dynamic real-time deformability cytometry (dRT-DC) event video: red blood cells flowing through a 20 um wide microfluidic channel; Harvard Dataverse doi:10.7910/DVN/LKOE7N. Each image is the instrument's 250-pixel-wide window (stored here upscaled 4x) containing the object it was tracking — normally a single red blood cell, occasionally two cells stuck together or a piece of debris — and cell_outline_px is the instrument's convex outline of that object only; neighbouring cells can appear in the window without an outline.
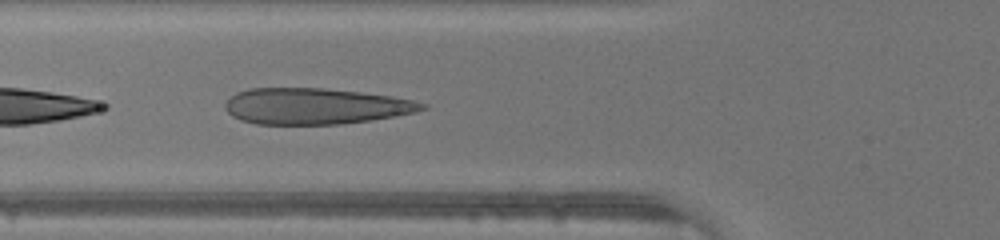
{"species": "human", "species_latin": "Homo sapiens", "temperature_condition": "warm", "stored_images_in_passage": 9, "camera_frame_rate_fps": 3000, "um_per_image_px": 0.085, "donor": {"sex": "male"}, "frame": {"image": 1, "passage_image": 6, "time_ms": 1.667, "image_size_px": [1000, 240], "cell_outline_px": [[428, 108], [416, 112], [372, 120], [340, 124], [256, 124], [240, 120], [232, 116], [224, 108], [224, 104], [236, 92], [248, 88], [324, 88], [360, 92], [392, 96], [412, 100], [428, 104]], "centroid_in_image_um": [26.8, 9.02], "position_along_channel_um": 99.0, "area_um2": 41.56}}